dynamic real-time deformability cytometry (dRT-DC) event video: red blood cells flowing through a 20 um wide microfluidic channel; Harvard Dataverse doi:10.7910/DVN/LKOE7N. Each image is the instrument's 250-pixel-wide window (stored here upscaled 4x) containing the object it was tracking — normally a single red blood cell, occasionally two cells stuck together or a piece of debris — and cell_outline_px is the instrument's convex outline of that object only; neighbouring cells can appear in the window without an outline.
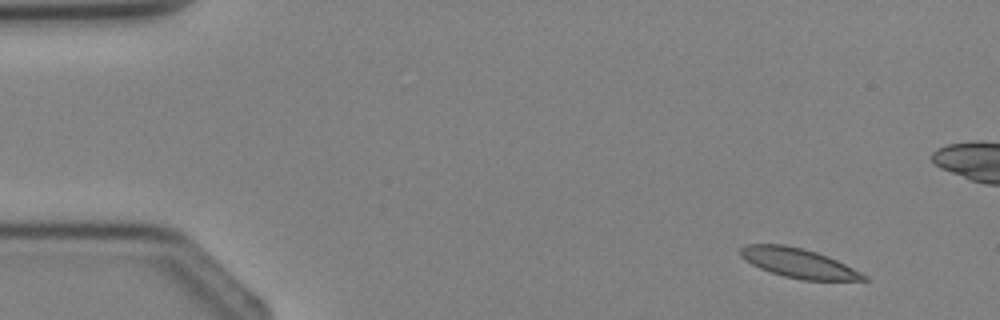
{"species": "Egyptian fruit bat (a non-hibernating species)", "species_latin": "Rousettus aegyptiacus", "temperature_condition": "cold", "stored_images_in_passage": 4, "camera_frame_rate_fps": 3000, "um_per_image_px": 0.085, "animal": {"sex": "female"}, "frame": {"image": 1, "passage_image": 1, "time_ms": 0.0, "image_size_px": [1000, 320], "cell_outline_px": [[868, 280], [800, 280], [784, 276], [760, 268], [752, 264], [740, 256], [740, 248], [744, 244], [784, 244], [816, 252], [828, 256], [868, 276]], "centroid_in_image_um": [67.85, 22.35], "position_along_channel_um": 17.2, "area_um2": 20.92}}